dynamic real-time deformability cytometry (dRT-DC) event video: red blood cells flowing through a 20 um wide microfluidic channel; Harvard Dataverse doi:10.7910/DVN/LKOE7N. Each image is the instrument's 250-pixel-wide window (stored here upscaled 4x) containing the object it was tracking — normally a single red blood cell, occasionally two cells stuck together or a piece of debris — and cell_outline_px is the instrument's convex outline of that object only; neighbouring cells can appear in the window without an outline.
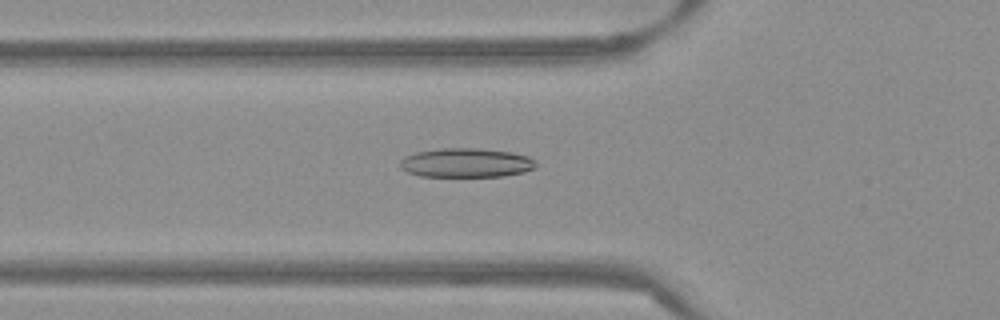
{"species": "Egyptian fruit bat (a non-hibernating species)", "species_latin": "Rousettus aegyptiacus", "temperature_condition": "warm", "stored_images_in_passage": 53, "camera_frame_rate_fps": 3000, "um_per_image_px": 0.085, "frame": {"image": 1, "passage_image": 19, "time_ms": 6.0, "image_size_px": [1000, 320], "cell_outline_px": [[536, 164], [532, 168], [524, 172], [504, 176], [420, 176], [408, 172], [400, 168], [400, 160], [404, 156], [416, 152], [440, 148], [480, 148], [512, 152], [528, 156], [536, 160]], "centroid_in_image_um": [39.61, 13.83], "position_along_channel_um": 86.2, "area_um2": 23.18}}
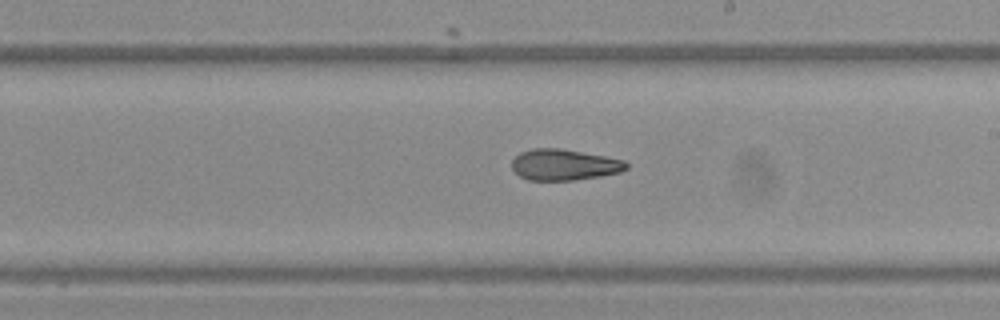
{"frame": {"image": 2, "passage_image": 31, "time_ms": 10.0, "image_size_px": [1000, 320], "cell_outline_px": [[628, 168], [620, 172], [600, 176], [572, 180], [528, 180], [520, 176], [512, 168], [512, 160], [520, 152], [532, 148], [560, 148], [604, 156], [624, 160], [628, 164]], "centroid_in_image_um": [47.94, 14.0], "position_along_channel_um": 241.1, "area_um2": 20.63}}
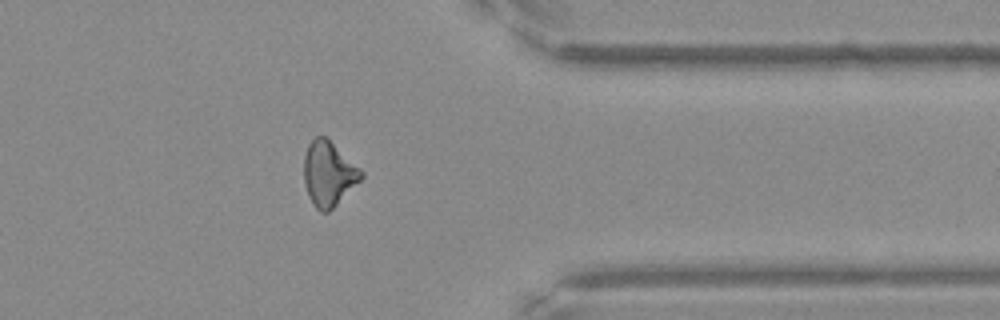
{"frame": {"image": 3, "passage_image": 43, "time_ms": 14.0, "image_size_px": [1000, 320], "cell_outline_px": [[364, 176], [328, 212], [320, 212], [312, 204], [308, 196], [304, 184], [304, 156], [308, 144], [316, 136], [324, 136], [360, 168], [364, 172]], "centroid_in_image_um": [27.9, 14.78], "position_along_channel_um": 383.5, "area_um2": 21.27}, "authors_computed_cell_mechanics": {"area_um2": 21.7328, "velocity_mm_per_s": 3.8561, "shape_relaxation_time_tau1_ms": null, "shape_relaxation_time_tau2_ms": 3.683, "deformation_change_tau1": null, "deformation_change_tau2": 0.1162}}